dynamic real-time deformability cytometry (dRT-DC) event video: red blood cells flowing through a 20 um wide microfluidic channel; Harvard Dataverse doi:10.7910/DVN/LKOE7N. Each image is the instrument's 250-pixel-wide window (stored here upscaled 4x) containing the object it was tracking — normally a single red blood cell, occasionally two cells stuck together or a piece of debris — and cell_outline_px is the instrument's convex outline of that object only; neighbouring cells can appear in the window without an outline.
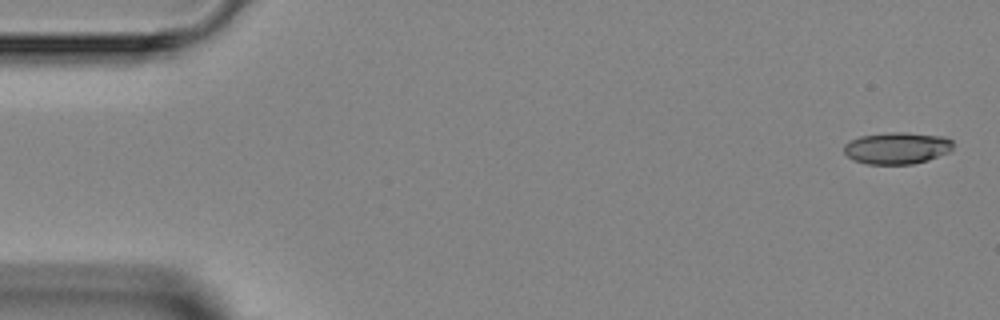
{"species": "Egyptian fruit bat (a non-hibernating species)", "species_latin": "Rousettus aegyptiacus", "temperature_condition": "room temperature", "stored_images_in_passage": 6, "camera_frame_rate_fps": 3000, "um_per_image_px": 0.085, "animal": {"sex": "female"}, "frame": {"image": 1, "passage_image": 1, "time_ms": 0.0, "image_size_px": [1000, 320], "cell_outline_px": [[952, 148], [948, 152], [928, 160], [912, 164], [868, 164], [856, 160], [848, 156], [844, 152], [844, 144], [848, 140], [860, 136], [892, 132], [904, 132], [944, 136], [952, 140]], "centroid_in_image_um": [76.23, 12.58], "position_along_channel_um": 8.8, "area_um2": 20.17}}
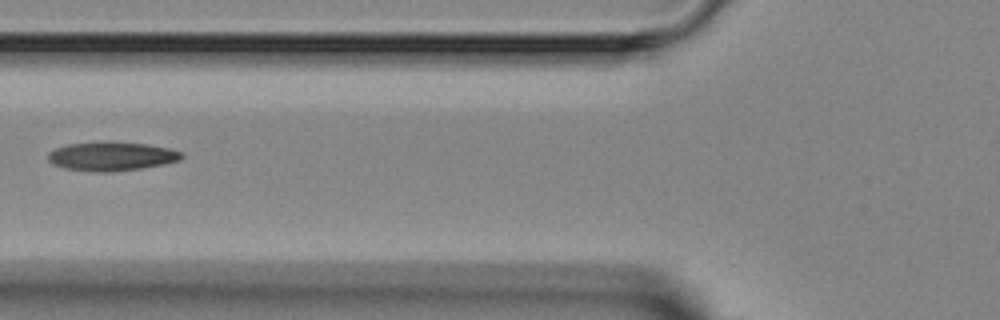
{"frame": {"image": 2, "passage_image": 5, "time_ms": 5.667, "image_size_px": [1000, 320], "cell_outline_px": [[184, 156], [180, 160], [164, 164], [140, 168], [108, 172], [96, 172], [64, 168], [52, 164], [48, 160], [48, 152], [56, 148], [68, 144], [100, 140], [112, 140], [148, 144], [168, 148], [180, 152]], "centroid_in_image_um": [9.45, 13.25], "position_along_channel_um": 116.4, "area_um2": 22.89}}
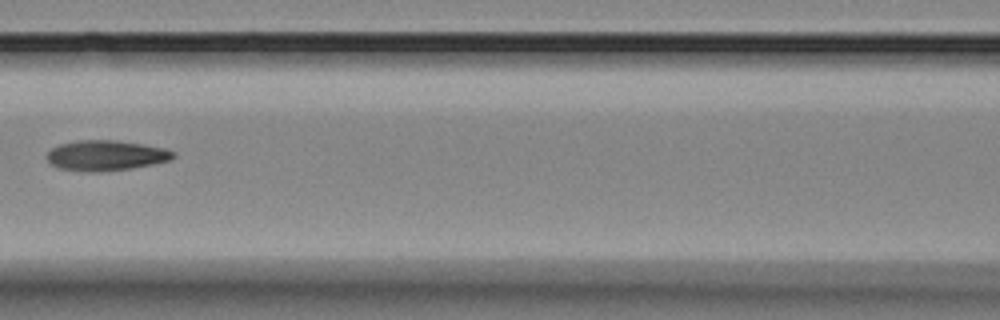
{"frame": {"image": 3, "passage_image": 6, "time_ms": 6.667, "image_size_px": [1000, 320], "cell_outline_px": [[176, 156], [168, 160], [152, 164], [132, 168], [100, 172], [84, 172], [60, 168], [52, 164], [48, 160], [48, 152], [52, 148], [60, 144], [76, 140], [116, 140], [164, 148], [176, 152]], "centroid_in_image_um": [9.0, 13.22], "position_along_channel_um": 157.6, "area_um2": 22.2}}